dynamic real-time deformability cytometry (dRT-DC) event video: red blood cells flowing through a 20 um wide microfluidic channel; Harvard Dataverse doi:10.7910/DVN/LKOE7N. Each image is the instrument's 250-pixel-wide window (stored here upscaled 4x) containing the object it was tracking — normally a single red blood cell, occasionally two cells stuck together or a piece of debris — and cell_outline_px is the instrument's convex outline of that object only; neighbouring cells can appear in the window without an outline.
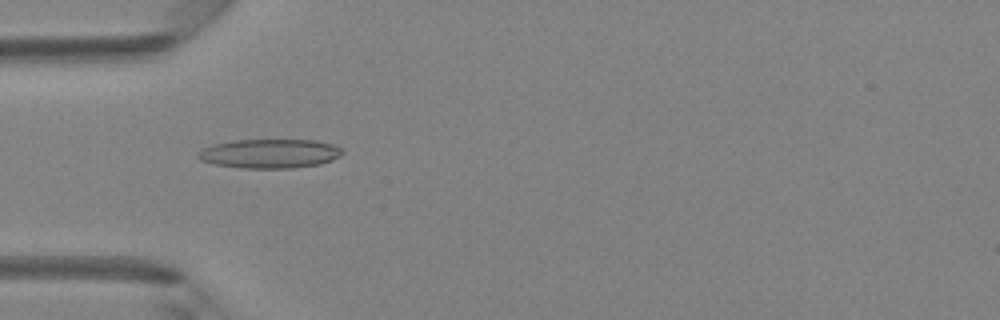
{"species": "Egyptian fruit bat (a non-hibernating species)", "species_latin": "Rousettus aegyptiacus", "temperature_condition": "room temperature", "stored_images_in_passage": 41, "camera_frame_rate_fps": 3000, "um_per_image_px": 0.085, "animal": {"sex": "female"}, "frame": {"image": 1, "passage_image": 8, "time_ms": 2.333, "image_size_px": [1000, 320], "cell_outline_px": [[344, 152], [340, 156], [332, 160], [320, 164], [292, 168], [240, 168], [212, 164], [200, 160], [196, 156], [196, 152], [212, 144], [232, 140], [316, 140], [332, 144], [340, 148]], "centroid_in_image_um": [22.88, 13.05], "position_along_channel_um": 62.1, "area_um2": 24.74}}
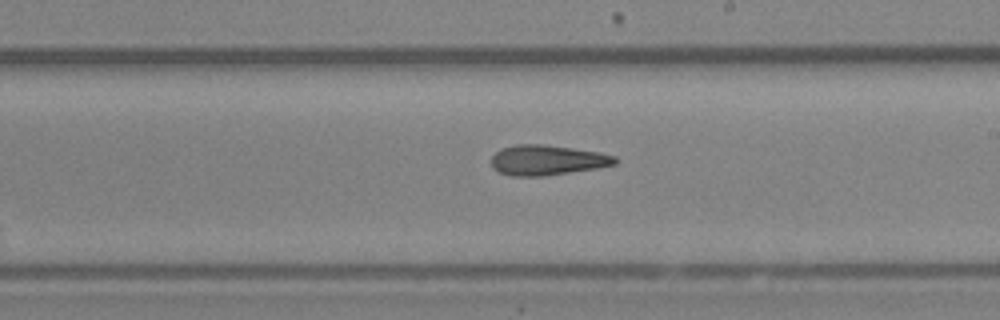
{"frame": {"image": 2, "passage_image": 21, "time_ms": 6.667, "image_size_px": [1000, 320], "cell_outline_px": [[616, 164], [596, 168], [544, 176], [512, 176], [496, 172], [492, 168], [492, 156], [496, 152], [504, 148], [516, 144], [544, 144], [600, 152], [616, 156]], "centroid_in_image_um": [46.49, 13.61], "position_along_channel_um": 242.5, "area_um2": 21.73}}
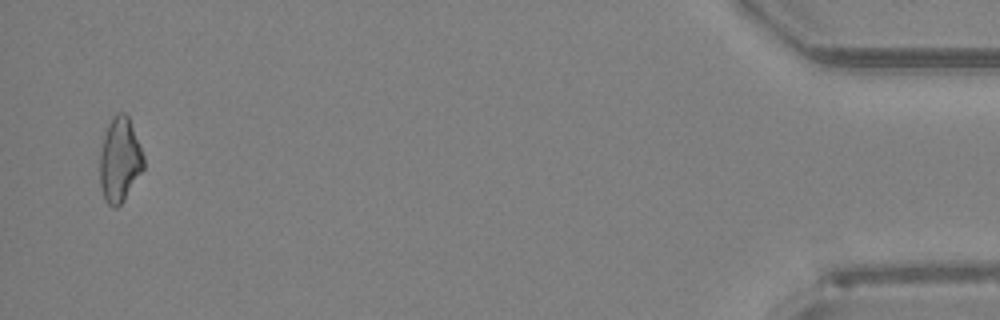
{"frame": {"image": 3, "passage_image": 40, "time_ms": 13.0, "image_size_px": [1000, 320], "cell_outline_px": [[144, 168], [124, 200], [116, 208], [112, 208], [104, 200], [100, 188], [100, 152], [104, 136], [108, 124], [112, 116], [120, 112], [124, 112], [128, 116], [144, 156]], "centroid_in_image_um": [10.17, 13.61], "position_along_channel_um": 425.0, "area_um2": 21.56}, "authors_computed_cell_mechanics": {"area_um2": 21.675, "velocity_mm_per_s": 4.2179, "shape_relaxation_time_tau1_ms": null, "shape_relaxation_time_tau2_ms": 2.7933, "deformation_change_tau1": null, "deformation_change_tau2": 0.1388}}